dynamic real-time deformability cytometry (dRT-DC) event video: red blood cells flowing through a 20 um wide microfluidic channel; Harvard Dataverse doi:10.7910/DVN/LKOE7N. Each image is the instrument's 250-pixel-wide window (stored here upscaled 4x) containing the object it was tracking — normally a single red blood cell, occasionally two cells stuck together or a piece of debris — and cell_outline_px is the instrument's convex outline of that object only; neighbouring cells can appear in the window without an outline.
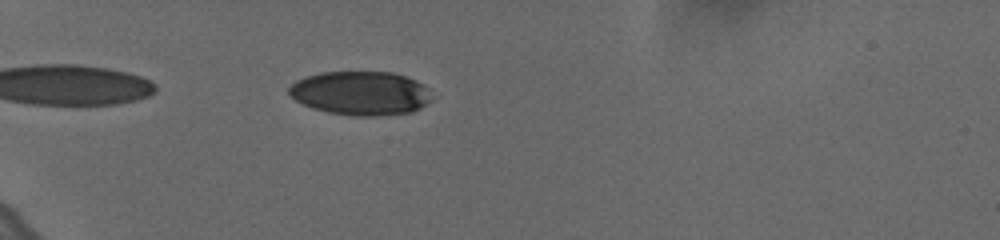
{"species": "human", "species_latin": "Homo sapiens", "temperature_condition": "cold", "stored_images_in_passage": 39, "camera_frame_rate_fps": 3000, "um_per_image_px": 0.085, "donor": {"sex": "female"}, "frame": {"image": 1, "passage_image": 4, "time_ms": 1.0, "image_size_px": [1000, 240], "cell_outline_px": [[440, 96], [420, 108], [412, 112], [376, 116], [352, 116], [328, 112], [312, 108], [296, 100], [288, 92], [288, 88], [296, 80], [304, 76], [320, 72], [392, 72], [416, 80], [424, 84]], "centroid_in_image_um": [30.74, 7.92], "position_along_channel_um": 54.3, "area_um2": 37.22}}
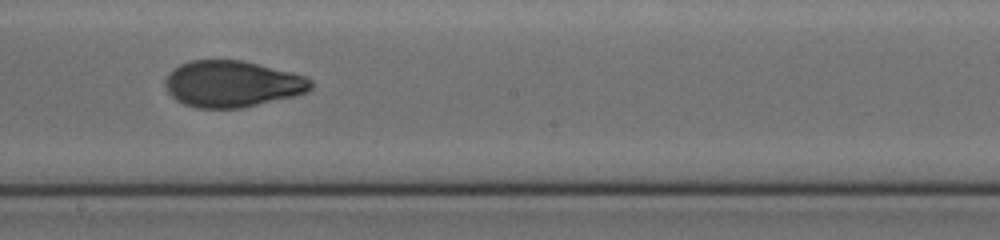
{"frame": {"image": 2, "passage_image": 21, "time_ms": 6.667, "image_size_px": [1000, 240], "cell_outline_px": [[312, 88], [308, 92], [244, 108], [196, 108], [184, 104], [176, 100], [168, 92], [164, 84], [164, 80], [168, 72], [172, 68], [180, 64], [192, 60], [244, 60], [308, 76], [312, 80]], "centroid_in_image_um": [19.73, 7.12], "position_along_channel_um": 228.5, "area_um2": 39.82}}
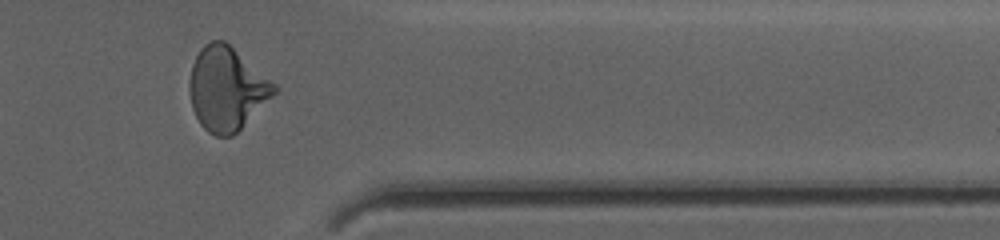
{"frame": {"image": 3, "passage_image": 35, "time_ms": 11.333, "image_size_px": [1000, 240], "cell_outline_px": [[276, 92], [232, 136], [216, 136], [208, 132], [200, 124], [192, 108], [188, 88], [188, 84], [192, 64], [200, 48], [204, 44], [212, 40], [224, 40], [276, 84]], "centroid_in_image_um": [19.22, 7.53], "position_along_channel_um": 392.2, "area_um2": 40.75}, "authors_computed_cell_mechanics": {"area_um2": 39.304, "velocity_mm_per_s": 3.6218, "shape_relaxation_time_tau1_ms": 5.0541, "shape_relaxation_time_tau2_ms": 1.3778, "deformation_change_tau1": 0.1747, "deformation_change_tau2": 0.0588}}